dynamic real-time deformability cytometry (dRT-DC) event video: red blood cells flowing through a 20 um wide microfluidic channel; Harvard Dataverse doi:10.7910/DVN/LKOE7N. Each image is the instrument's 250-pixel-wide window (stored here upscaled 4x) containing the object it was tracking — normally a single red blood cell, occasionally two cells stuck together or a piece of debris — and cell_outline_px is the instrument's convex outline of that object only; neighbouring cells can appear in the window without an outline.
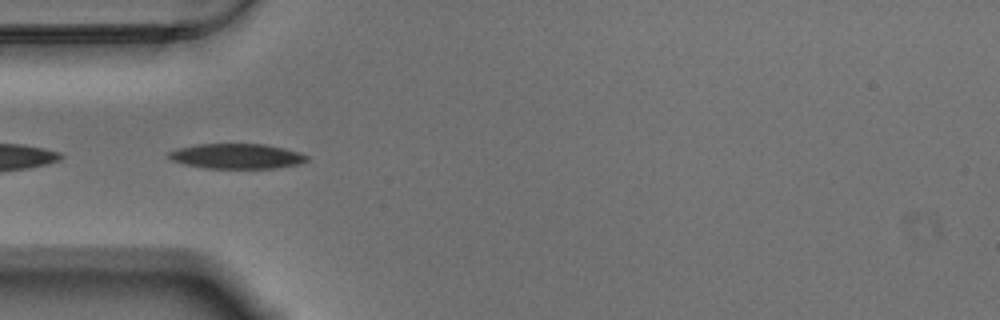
{"species": "Egyptian fruit bat (a non-hibernating species)", "species_latin": "Rousettus aegyptiacus", "temperature_condition": "warm", "stored_images_in_passage": 24, "camera_frame_rate_fps": 3000, "um_per_image_px": 0.085, "animal": {"sex": "male"}, "frame": {"image": 1, "passage_image": 2, "time_ms": 0.333, "image_size_px": [1000, 320], "cell_outline_px": [[308, 160], [300, 164], [272, 168], [204, 168], [184, 164], [172, 160], [168, 156], [168, 152], [180, 148], [196, 144], [264, 144], [284, 148], [300, 152], [308, 156]], "centroid_in_image_um": [20.14, 13.27], "position_along_channel_um": 64.9, "area_um2": 20.11}}
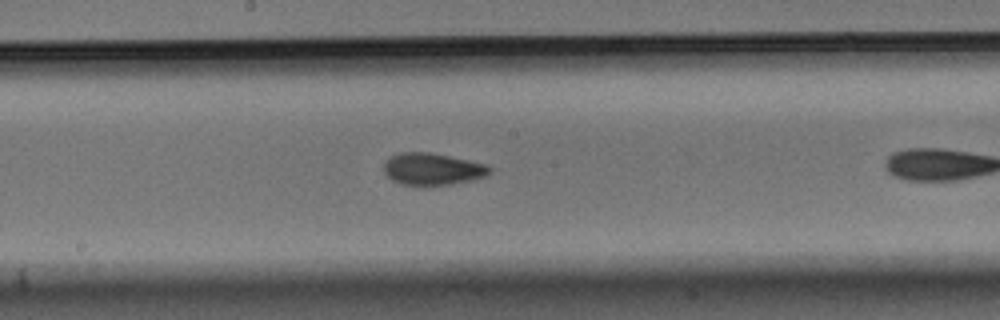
{"frame": {"image": 2, "passage_image": 9, "time_ms": 2.667, "image_size_px": [1000, 320], "cell_outline_px": [[492, 172], [484, 176], [472, 180], [452, 184], [400, 184], [392, 180], [384, 172], [384, 164], [392, 156], [400, 152], [428, 152], [488, 164], [492, 168]], "centroid_in_image_um": [36.79, 14.36], "position_along_channel_um": 211.4, "area_um2": 19.42}}
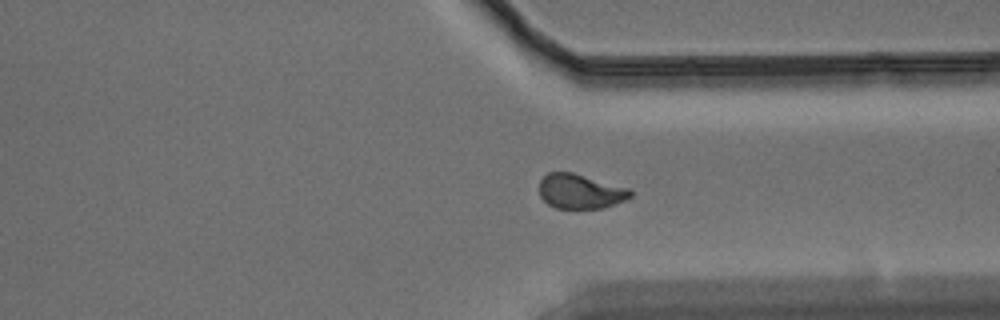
{"frame": {"image": 3, "passage_image": 22, "time_ms": 7.0, "image_size_px": [1000, 320], "cell_outline_px": [[632, 196], [624, 200], [604, 208], [556, 208], [548, 204], [540, 196], [540, 180], [548, 172], [572, 172], [628, 188], [632, 192]], "centroid_in_image_um": [49.31, 16.26], "position_along_channel_um": 362.1, "area_um2": 18.21}}